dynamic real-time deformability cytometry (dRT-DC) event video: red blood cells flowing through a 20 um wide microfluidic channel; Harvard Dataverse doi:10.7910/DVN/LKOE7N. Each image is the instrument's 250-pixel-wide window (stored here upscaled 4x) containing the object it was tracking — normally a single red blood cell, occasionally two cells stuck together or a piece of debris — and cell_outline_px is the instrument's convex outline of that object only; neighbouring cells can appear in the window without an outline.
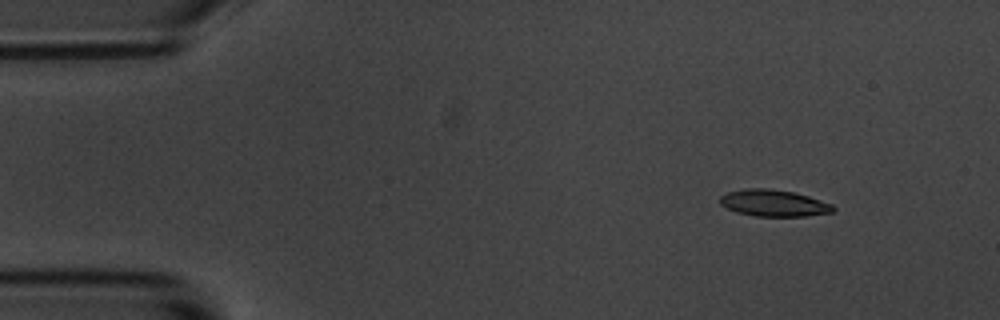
{"species": "common noctule bat (a hibernating species)", "species_latin": "Nyctalus noctula", "temperature_condition": "room temperature", "stored_images_in_passage": 52, "camera_frame_rate_fps": 3000, "um_per_image_px": 0.085, "animal": {"sex": "male", "body_mass_g": 20.1, "forearm_length_mm": 53.5}, "frame": {"image": 1, "passage_image": 1, "time_ms": 0.0, "image_size_px": [1000, 320], "cell_outline_px": [[836, 208], [832, 212], [804, 216], [756, 216], [736, 212], [720, 204], [720, 196], [728, 192], [748, 188], [768, 188], [792, 192], [808, 196], [832, 204]], "centroid_in_image_um": [65.76, 17.26], "position_along_channel_um": 19.2, "area_um2": 17.4}}
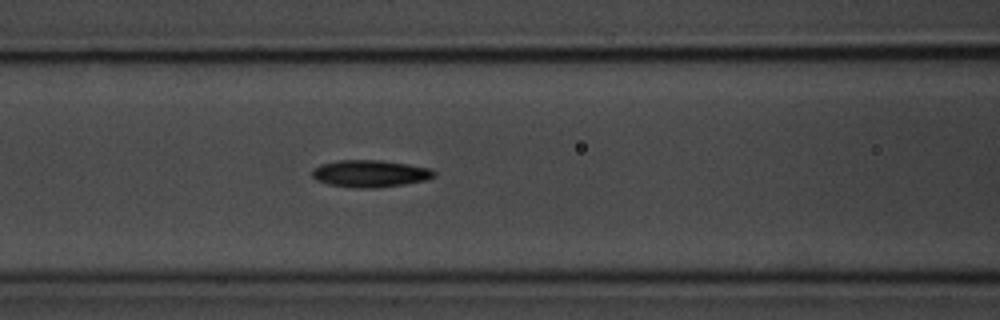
{"frame": {"image": 2, "passage_image": 18, "time_ms": 5.667, "image_size_px": [1000, 320], "cell_outline_px": [[436, 176], [424, 180], [404, 184], [376, 188], [356, 188], [328, 184], [316, 180], [312, 176], [312, 168], [320, 164], [336, 160], [380, 160], [408, 164], [432, 168], [436, 172]], "centroid_in_image_um": [31.45, 14.75], "position_along_channel_um": 135.2, "area_um2": 19.42}}
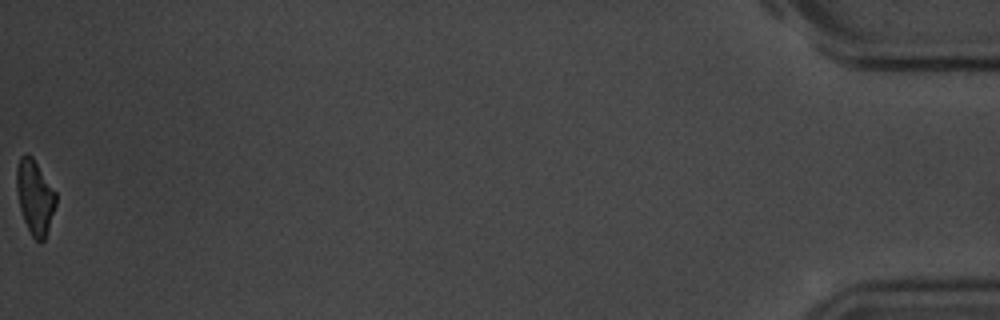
{"frame": {"image": 3, "passage_image": 52, "time_ms": 17.0, "image_size_px": [1000, 320], "cell_outline_px": [[56, 204], [44, 240], [40, 244], [32, 236], [24, 220], [20, 208], [16, 188], [16, 168], [20, 156], [32, 156], [56, 192]], "centroid_in_image_um": [2.96, 16.75], "position_along_channel_um": 432.2, "area_um2": 16.82}, "authors_computed_cell_mechanics": {"area_um2": 18.2937, "velocity_mm_per_s": 3.5124, "shape_relaxation_time_tau1_ms": 2.7812, "shape_relaxation_time_tau2_ms": 5.2347, "deformation_change_tau1": 0.1195, "deformation_change_tau2": 0.1336}}